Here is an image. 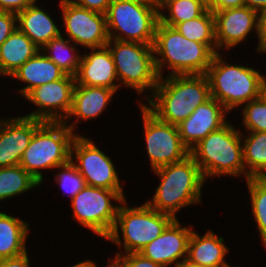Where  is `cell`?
I'll return each mask as SVG.
<instances>
[{
    "mask_svg": "<svg viewBox=\"0 0 266 267\" xmlns=\"http://www.w3.org/2000/svg\"><path fill=\"white\" fill-rule=\"evenodd\" d=\"M75 82L76 85L107 87L117 92L120 84L107 45L91 48L89 54L82 55Z\"/></svg>",
    "mask_w": 266,
    "mask_h": 267,
    "instance_id": "cell-19",
    "label": "cell"
},
{
    "mask_svg": "<svg viewBox=\"0 0 266 267\" xmlns=\"http://www.w3.org/2000/svg\"><path fill=\"white\" fill-rule=\"evenodd\" d=\"M257 37L258 45L256 50L260 53H266V12L260 13Z\"/></svg>",
    "mask_w": 266,
    "mask_h": 267,
    "instance_id": "cell-38",
    "label": "cell"
},
{
    "mask_svg": "<svg viewBox=\"0 0 266 267\" xmlns=\"http://www.w3.org/2000/svg\"><path fill=\"white\" fill-rule=\"evenodd\" d=\"M241 135L243 143V162L246 173L251 178L266 177V132L248 131Z\"/></svg>",
    "mask_w": 266,
    "mask_h": 267,
    "instance_id": "cell-26",
    "label": "cell"
},
{
    "mask_svg": "<svg viewBox=\"0 0 266 267\" xmlns=\"http://www.w3.org/2000/svg\"><path fill=\"white\" fill-rule=\"evenodd\" d=\"M0 119V168L19 165L35 130L44 121L27 116Z\"/></svg>",
    "mask_w": 266,
    "mask_h": 267,
    "instance_id": "cell-17",
    "label": "cell"
},
{
    "mask_svg": "<svg viewBox=\"0 0 266 267\" xmlns=\"http://www.w3.org/2000/svg\"><path fill=\"white\" fill-rule=\"evenodd\" d=\"M228 112L212 97L198 106L187 119L177 125L183 144L191 150L209 133L220 129L227 123Z\"/></svg>",
    "mask_w": 266,
    "mask_h": 267,
    "instance_id": "cell-18",
    "label": "cell"
},
{
    "mask_svg": "<svg viewBox=\"0 0 266 267\" xmlns=\"http://www.w3.org/2000/svg\"><path fill=\"white\" fill-rule=\"evenodd\" d=\"M119 205H113L112 201ZM126 200L119 192L86 185L71 199L73 218L94 234L106 239L116 222L120 204Z\"/></svg>",
    "mask_w": 266,
    "mask_h": 267,
    "instance_id": "cell-10",
    "label": "cell"
},
{
    "mask_svg": "<svg viewBox=\"0 0 266 267\" xmlns=\"http://www.w3.org/2000/svg\"><path fill=\"white\" fill-rule=\"evenodd\" d=\"M107 46L121 82L119 84L136 90L139 95L146 92L148 99L160 78L155 66L153 45L109 39Z\"/></svg>",
    "mask_w": 266,
    "mask_h": 267,
    "instance_id": "cell-9",
    "label": "cell"
},
{
    "mask_svg": "<svg viewBox=\"0 0 266 267\" xmlns=\"http://www.w3.org/2000/svg\"><path fill=\"white\" fill-rule=\"evenodd\" d=\"M91 267H97V264L91 260ZM106 267H121L120 263L114 258L113 260L109 261Z\"/></svg>",
    "mask_w": 266,
    "mask_h": 267,
    "instance_id": "cell-45",
    "label": "cell"
},
{
    "mask_svg": "<svg viewBox=\"0 0 266 267\" xmlns=\"http://www.w3.org/2000/svg\"><path fill=\"white\" fill-rule=\"evenodd\" d=\"M75 85V77L66 74L59 80L32 89L25 98L38 109L24 116L43 121L63 122L72 107Z\"/></svg>",
    "mask_w": 266,
    "mask_h": 267,
    "instance_id": "cell-14",
    "label": "cell"
},
{
    "mask_svg": "<svg viewBox=\"0 0 266 267\" xmlns=\"http://www.w3.org/2000/svg\"><path fill=\"white\" fill-rule=\"evenodd\" d=\"M115 93L113 89L107 87L75 85L72 107L63 122L74 132L80 119L90 120L100 116ZM72 116L77 120L68 124L67 121Z\"/></svg>",
    "mask_w": 266,
    "mask_h": 267,
    "instance_id": "cell-20",
    "label": "cell"
},
{
    "mask_svg": "<svg viewBox=\"0 0 266 267\" xmlns=\"http://www.w3.org/2000/svg\"><path fill=\"white\" fill-rule=\"evenodd\" d=\"M40 49L18 28L0 45V76H11Z\"/></svg>",
    "mask_w": 266,
    "mask_h": 267,
    "instance_id": "cell-24",
    "label": "cell"
},
{
    "mask_svg": "<svg viewBox=\"0 0 266 267\" xmlns=\"http://www.w3.org/2000/svg\"><path fill=\"white\" fill-rule=\"evenodd\" d=\"M28 233L27 221L0 211V260L17 257L27 252Z\"/></svg>",
    "mask_w": 266,
    "mask_h": 267,
    "instance_id": "cell-25",
    "label": "cell"
},
{
    "mask_svg": "<svg viewBox=\"0 0 266 267\" xmlns=\"http://www.w3.org/2000/svg\"><path fill=\"white\" fill-rule=\"evenodd\" d=\"M167 10L168 14L162 13ZM207 7L200 0H172L160 11V22L174 27L176 24L201 16Z\"/></svg>",
    "mask_w": 266,
    "mask_h": 267,
    "instance_id": "cell-30",
    "label": "cell"
},
{
    "mask_svg": "<svg viewBox=\"0 0 266 267\" xmlns=\"http://www.w3.org/2000/svg\"><path fill=\"white\" fill-rule=\"evenodd\" d=\"M259 98L266 103V76L262 74L259 83Z\"/></svg>",
    "mask_w": 266,
    "mask_h": 267,
    "instance_id": "cell-42",
    "label": "cell"
},
{
    "mask_svg": "<svg viewBox=\"0 0 266 267\" xmlns=\"http://www.w3.org/2000/svg\"><path fill=\"white\" fill-rule=\"evenodd\" d=\"M153 49L159 77H163V68L166 66L171 70L168 76L205 74L215 55L207 44L191 41L174 27L160 21L156 28Z\"/></svg>",
    "mask_w": 266,
    "mask_h": 267,
    "instance_id": "cell-3",
    "label": "cell"
},
{
    "mask_svg": "<svg viewBox=\"0 0 266 267\" xmlns=\"http://www.w3.org/2000/svg\"><path fill=\"white\" fill-rule=\"evenodd\" d=\"M71 267H91V260H85L83 262H79Z\"/></svg>",
    "mask_w": 266,
    "mask_h": 267,
    "instance_id": "cell-46",
    "label": "cell"
},
{
    "mask_svg": "<svg viewBox=\"0 0 266 267\" xmlns=\"http://www.w3.org/2000/svg\"><path fill=\"white\" fill-rule=\"evenodd\" d=\"M65 75L64 71L39 50L33 57L14 71L10 77L27 84L21 90L19 89V94L25 97L32 89L59 80Z\"/></svg>",
    "mask_w": 266,
    "mask_h": 267,
    "instance_id": "cell-21",
    "label": "cell"
},
{
    "mask_svg": "<svg viewBox=\"0 0 266 267\" xmlns=\"http://www.w3.org/2000/svg\"><path fill=\"white\" fill-rule=\"evenodd\" d=\"M205 75L211 97L229 112L259 98L260 72L245 65H231L219 52L213 56Z\"/></svg>",
    "mask_w": 266,
    "mask_h": 267,
    "instance_id": "cell-6",
    "label": "cell"
},
{
    "mask_svg": "<svg viewBox=\"0 0 266 267\" xmlns=\"http://www.w3.org/2000/svg\"><path fill=\"white\" fill-rule=\"evenodd\" d=\"M69 39L61 34L51 39L40 50L51 59L65 74L76 76L79 70L82 55H79L77 48ZM48 52V53H47ZM77 53V54H76Z\"/></svg>",
    "mask_w": 266,
    "mask_h": 267,
    "instance_id": "cell-27",
    "label": "cell"
},
{
    "mask_svg": "<svg viewBox=\"0 0 266 267\" xmlns=\"http://www.w3.org/2000/svg\"><path fill=\"white\" fill-rule=\"evenodd\" d=\"M174 28L185 38L194 42L207 44L217 53L215 19L213 12L209 9L195 19L176 24Z\"/></svg>",
    "mask_w": 266,
    "mask_h": 267,
    "instance_id": "cell-28",
    "label": "cell"
},
{
    "mask_svg": "<svg viewBox=\"0 0 266 267\" xmlns=\"http://www.w3.org/2000/svg\"><path fill=\"white\" fill-rule=\"evenodd\" d=\"M17 28V15L12 12L0 11V45Z\"/></svg>",
    "mask_w": 266,
    "mask_h": 267,
    "instance_id": "cell-35",
    "label": "cell"
},
{
    "mask_svg": "<svg viewBox=\"0 0 266 267\" xmlns=\"http://www.w3.org/2000/svg\"><path fill=\"white\" fill-rule=\"evenodd\" d=\"M159 12L172 0H148Z\"/></svg>",
    "mask_w": 266,
    "mask_h": 267,
    "instance_id": "cell-43",
    "label": "cell"
},
{
    "mask_svg": "<svg viewBox=\"0 0 266 267\" xmlns=\"http://www.w3.org/2000/svg\"><path fill=\"white\" fill-rule=\"evenodd\" d=\"M29 261L28 252H25L17 257L0 260V267H30Z\"/></svg>",
    "mask_w": 266,
    "mask_h": 267,
    "instance_id": "cell-40",
    "label": "cell"
},
{
    "mask_svg": "<svg viewBox=\"0 0 266 267\" xmlns=\"http://www.w3.org/2000/svg\"><path fill=\"white\" fill-rule=\"evenodd\" d=\"M180 223L177 218L173 219L161 235L142 248L139 253L162 267L179 265L187 259L188 243L193 230L192 226L182 227Z\"/></svg>",
    "mask_w": 266,
    "mask_h": 267,
    "instance_id": "cell-16",
    "label": "cell"
},
{
    "mask_svg": "<svg viewBox=\"0 0 266 267\" xmlns=\"http://www.w3.org/2000/svg\"><path fill=\"white\" fill-rule=\"evenodd\" d=\"M16 15L17 28L26 34L39 49L62 34L48 12L36 3Z\"/></svg>",
    "mask_w": 266,
    "mask_h": 267,
    "instance_id": "cell-23",
    "label": "cell"
},
{
    "mask_svg": "<svg viewBox=\"0 0 266 267\" xmlns=\"http://www.w3.org/2000/svg\"><path fill=\"white\" fill-rule=\"evenodd\" d=\"M242 114L247 131L266 132V103L260 98L244 104Z\"/></svg>",
    "mask_w": 266,
    "mask_h": 267,
    "instance_id": "cell-33",
    "label": "cell"
},
{
    "mask_svg": "<svg viewBox=\"0 0 266 267\" xmlns=\"http://www.w3.org/2000/svg\"><path fill=\"white\" fill-rule=\"evenodd\" d=\"M244 4L259 13L266 12V0H244Z\"/></svg>",
    "mask_w": 266,
    "mask_h": 267,
    "instance_id": "cell-41",
    "label": "cell"
},
{
    "mask_svg": "<svg viewBox=\"0 0 266 267\" xmlns=\"http://www.w3.org/2000/svg\"><path fill=\"white\" fill-rule=\"evenodd\" d=\"M206 7H208L214 0H200Z\"/></svg>",
    "mask_w": 266,
    "mask_h": 267,
    "instance_id": "cell-47",
    "label": "cell"
},
{
    "mask_svg": "<svg viewBox=\"0 0 266 267\" xmlns=\"http://www.w3.org/2000/svg\"><path fill=\"white\" fill-rule=\"evenodd\" d=\"M174 218L159 212L146 203L141 206L127 207L124 200L119 207L115 225L106 238L118 247H124V254L140 252L147 244L161 235ZM120 230L123 242H121Z\"/></svg>",
    "mask_w": 266,
    "mask_h": 267,
    "instance_id": "cell-7",
    "label": "cell"
},
{
    "mask_svg": "<svg viewBox=\"0 0 266 267\" xmlns=\"http://www.w3.org/2000/svg\"><path fill=\"white\" fill-rule=\"evenodd\" d=\"M217 53L220 49H230L244 42L254 30L258 34L260 13L249 7L229 8L213 13Z\"/></svg>",
    "mask_w": 266,
    "mask_h": 267,
    "instance_id": "cell-15",
    "label": "cell"
},
{
    "mask_svg": "<svg viewBox=\"0 0 266 267\" xmlns=\"http://www.w3.org/2000/svg\"><path fill=\"white\" fill-rule=\"evenodd\" d=\"M70 161L84 177L86 185L115 190L125 198L116 166L92 139L77 134L71 145Z\"/></svg>",
    "mask_w": 266,
    "mask_h": 267,
    "instance_id": "cell-12",
    "label": "cell"
},
{
    "mask_svg": "<svg viewBox=\"0 0 266 267\" xmlns=\"http://www.w3.org/2000/svg\"><path fill=\"white\" fill-rule=\"evenodd\" d=\"M65 33L75 45L87 49L106 46L109 37L105 14L79 7L69 0H60Z\"/></svg>",
    "mask_w": 266,
    "mask_h": 267,
    "instance_id": "cell-13",
    "label": "cell"
},
{
    "mask_svg": "<svg viewBox=\"0 0 266 267\" xmlns=\"http://www.w3.org/2000/svg\"><path fill=\"white\" fill-rule=\"evenodd\" d=\"M37 0H0V11L19 13Z\"/></svg>",
    "mask_w": 266,
    "mask_h": 267,
    "instance_id": "cell-37",
    "label": "cell"
},
{
    "mask_svg": "<svg viewBox=\"0 0 266 267\" xmlns=\"http://www.w3.org/2000/svg\"><path fill=\"white\" fill-rule=\"evenodd\" d=\"M211 98L205 74L160 77L144 106L159 120L179 125Z\"/></svg>",
    "mask_w": 266,
    "mask_h": 267,
    "instance_id": "cell-1",
    "label": "cell"
},
{
    "mask_svg": "<svg viewBox=\"0 0 266 267\" xmlns=\"http://www.w3.org/2000/svg\"><path fill=\"white\" fill-rule=\"evenodd\" d=\"M77 136L64 122L44 121L34 132L20 166L40 184L41 169H55L70 161L71 145Z\"/></svg>",
    "mask_w": 266,
    "mask_h": 267,
    "instance_id": "cell-5",
    "label": "cell"
},
{
    "mask_svg": "<svg viewBox=\"0 0 266 267\" xmlns=\"http://www.w3.org/2000/svg\"><path fill=\"white\" fill-rule=\"evenodd\" d=\"M159 15L149 1L113 0L105 13L108 37L153 45Z\"/></svg>",
    "mask_w": 266,
    "mask_h": 267,
    "instance_id": "cell-8",
    "label": "cell"
},
{
    "mask_svg": "<svg viewBox=\"0 0 266 267\" xmlns=\"http://www.w3.org/2000/svg\"><path fill=\"white\" fill-rule=\"evenodd\" d=\"M58 169L61 171L55 175L54 181L65 194H70V199H72L86 186L85 179L71 161L59 166Z\"/></svg>",
    "mask_w": 266,
    "mask_h": 267,
    "instance_id": "cell-32",
    "label": "cell"
},
{
    "mask_svg": "<svg viewBox=\"0 0 266 267\" xmlns=\"http://www.w3.org/2000/svg\"><path fill=\"white\" fill-rule=\"evenodd\" d=\"M139 106L152 170L182 161L190 155V150L183 144L176 125L159 120L142 102Z\"/></svg>",
    "mask_w": 266,
    "mask_h": 267,
    "instance_id": "cell-11",
    "label": "cell"
},
{
    "mask_svg": "<svg viewBox=\"0 0 266 267\" xmlns=\"http://www.w3.org/2000/svg\"><path fill=\"white\" fill-rule=\"evenodd\" d=\"M208 230L203 236L192 230L187 260L207 267H230L225 261L229 248L224 245V238Z\"/></svg>",
    "mask_w": 266,
    "mask_h": 267,
    "instance_id": "cell-22",
    "label": "cell"
},
{
    "mask_svg": "<svg viewBox=\"0 0 266 267\" xmlns=\"http://www.w3.org/2000/svg\"><path fill=\"white\" fill-rule=\"evenodd\" d=\"M161 179L152 200L145 202L151 208L176 219L183 207L201 202L205 179L191 155L184 160L153 170Z\"/></svg>",
    "mask_w": 266,
    "mask_h": 267,
    "instance_id": "cell-2",
    "label": "cell"
},
{
    "mask_svg": "<svg viewBox=\"0 0 266 267\" xmlns=\"http://www.w3.org/2000/svg\"><path fill=\"white\" fill-rule=\"evenodd\" d=\"M71 3L98 13L105 14L113 0H69Z\"/></svg>",
    "mask_w": 266,
    "mask_h": 267,
    "instance_id": "cell-36",
    "label": "cell"
},
{
    "mask_svg": "<svg viewBox=\"0 0 266 267\" xmlns=\"http://www.w3.org/2000/svg\"><path fill=\"white\" fill-rule=\"evenodd\" d=\"M246 181L252 213L257 223L256 228L261 236L263 245L266 246V177L249 178Z\"/></svg>",
    "mask_w": 266,
    "mask_h": 267,
    "instance_id": "cell-31",
    "label": "cell"
},
{
    "mask_svg": "<svg viewBox=\"0 0 266 267\" xmlns=\"http://www.w3.org/2000/svg\"><path fill=\"white\" fill-rule=\"evenodd\" d=\"M244 6V0H214L207 7V9L214 13L215 11H220L229 8H239Z\"/></svg>",
    "mask_w": 266,
    "mask_h": 267,
    "instance_id": "cell-39",
    "label": "cell"
},
{
    "mask_svg": "<svg viewBox=\"0 0 266 267\" xmlns=\"http://www.w3.org/2000/svg\"><path fill=\"white\" fill-rule=\"evenodd\" d=\"M114 258L120 263L121 267H162L139 252L123 254L119 251L116 252Z\"/></svg>",
    "mask_w": 266,
    "mask_h": 267,
    "instance_id": "cell-34",
    "label": "cell"
},
{
    "mask_svg": "<svg viewBox=\"0 0 266 267\" xmlns=\"http://www.w3.org/2000/svg\"><path fill=\"white\" fill-rule=\"evenodd\" d=\"M40 185L20 165L0 168V201L11 199Z\"/></svg>",
    "mask_w": 266,
    "mask_h": 267,
    "instance_id": "cell-29",
    "label": "cell"
},
{
    "mask_svg": "<svg viewBox=\"0 0 266 267\" xmlns=\"http://www.w3.org/2000/svg\"><path fill=\"white\" fill-rule=\"evenodd\" d=\"M176 267H207V266H203L201 264H196L193 262H190L187 259H184L179 265H177Z\"/></svg>",
    "mask_w": 266,
    "mask_h": 267,
    "instance_id": "cell-44",
    "label": "cell"
},
{
    "mask_svg": "<svg viewBox=\"0 0 266 267\" xmlns=\"http://www.w3.org/2000/svg\"><path fill=\"white\" fill-rule=\"evenodd\" d=\"M240 132L228 121L220 129L209 133L197 143L190 155L198 164L200 171L207 181L208 177L235 176L251 178L243 162V145Z\"/></svg>",
    "mask_w": 266,
    "mask_h": 267,
    "instance_id": "cell-4",
    "label": "cell"
}]
</instances>
